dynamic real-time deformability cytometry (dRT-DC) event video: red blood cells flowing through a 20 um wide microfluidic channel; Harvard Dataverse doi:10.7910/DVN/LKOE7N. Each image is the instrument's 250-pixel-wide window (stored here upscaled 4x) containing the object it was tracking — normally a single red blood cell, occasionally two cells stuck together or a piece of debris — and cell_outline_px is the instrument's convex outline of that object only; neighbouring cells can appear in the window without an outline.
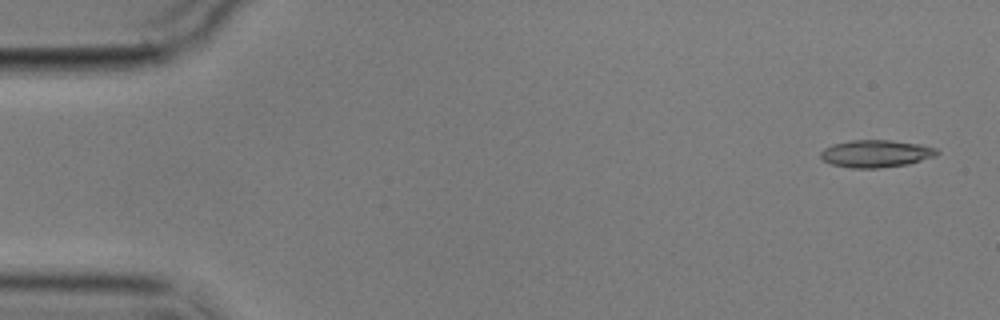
{"species": "common noctule bat (a hibernating species)", "species_latin": "Nyctalus noctula", "temperature_condition": "cold", "stored_images_in_passage": 4, "camera_frame_rate_fps": 3000, "um_per_image_px": 0.085, "animal": {"sex": "male", "body_mass_g": 17.9}, "frame": {"image": 1, "passage_image": 1, "time_ms": 0.0, "image_size_px": [1000, 320], "cell_outline_px": [[940, 152], [936, 156], [908, 164], [876, 168], [852, 168], [832, 164], [824, 160], [820, 156], [820, 152], [824, 148], [832, 144], [852, 140], [892, 140], [920, 144], [936, 148]], "centroid_in_image_um": [74.47, 13.05], "position_along_channel_um": 10.5, "area_um2": 18.55}}